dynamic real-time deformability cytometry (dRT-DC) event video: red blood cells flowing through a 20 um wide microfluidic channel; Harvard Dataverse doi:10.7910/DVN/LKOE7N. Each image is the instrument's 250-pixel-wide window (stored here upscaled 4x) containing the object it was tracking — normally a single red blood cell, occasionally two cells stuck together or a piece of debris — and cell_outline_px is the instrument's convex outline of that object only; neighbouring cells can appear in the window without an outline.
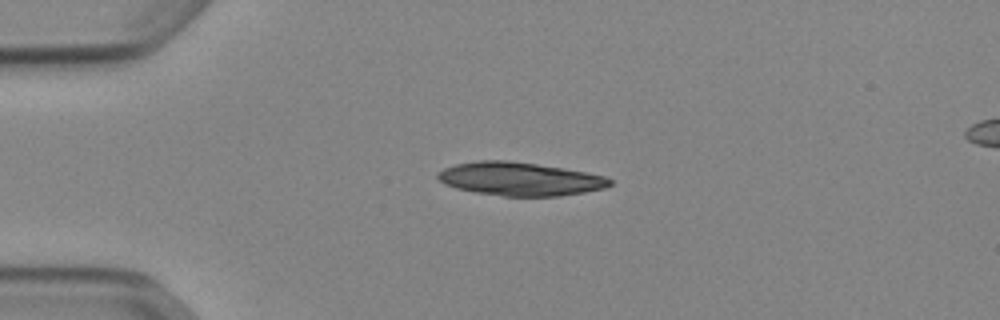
{"species": "Egyptian fruit bat (a non-hibernating species)", "species_latin": "Rousettus aegyptiacus", "temperature_condition": "cold", "stored_images_in_passage": 40, "segment_of_instrument_passage": [1, 2], "camera_frame_rate_fps": 3000, "um_per_image_px": 0.085, "animal": {"sex": "female"}, "frame": {"image": 1, "passage_image": 1, "time_ms": 0.0, "image_size_px": [1000, 320], "cell_outline_px": [[612, 184], [608, 188], [560, 196], [504, 196], [476, 192], [456, 188], [444, 184], [436, 176], [436, 172], [444, 168], [456, 164], [480, 160], [508, 160], [536, 164], [584, 172], [604, 176], [612, 180]], "centroid_in_image_um": [44.17, 15.21], "position_along_channel_um": 40.8, "area_um2": 33.35}}